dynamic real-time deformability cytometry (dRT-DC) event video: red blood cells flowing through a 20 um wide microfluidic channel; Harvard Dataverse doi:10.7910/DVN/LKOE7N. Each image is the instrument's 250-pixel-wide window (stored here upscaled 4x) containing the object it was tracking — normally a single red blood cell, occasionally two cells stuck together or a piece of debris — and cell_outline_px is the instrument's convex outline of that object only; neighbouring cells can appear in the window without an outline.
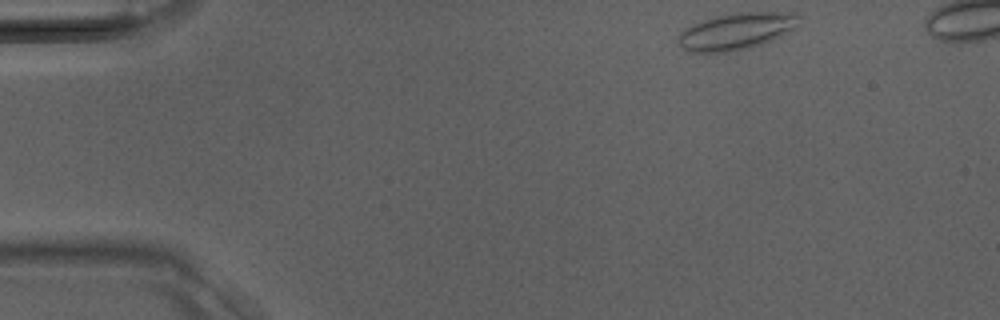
{"species": "Egyptian fruit bat (a non-hibernating species)", "species_latin": "Rousettus aegyptiacus", "temperature_condition": "room temperature", "stored_images_in_passage": 33, "camera_frame_rate_fps": 3000, "um_per_image_px": 0.085, "animal": {"sex": "male"}, "frame": {"image": 1, "passage_image": 1, "time_ms": 0.0, "image_size_px": [1000, 320], "cell_outline_px": [[800, 24], [780, 36], [764, 44], [736, 52], [688, 52], [680, 48], [676, 40], [676, 36], [684, 28], [692, 24], [716, 16], [736, 12], [792, 12], [800, 16]], "centroid_in_image_um": [62.56, 2.67], "position_along_channel_um": 22.4, "area_um2": 26.36}}
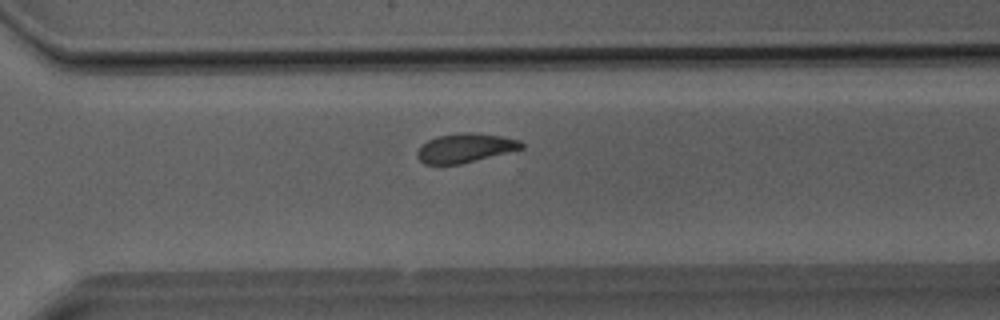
{"frame": {"image": 2, "passage_image": 24, "time_ms": 7.667, "image_size_px": [1000, 320], "cell_outline_px": [[524, 148], [460, 164], [424, 164], [416, 156], [416, 152], [428, 140], [436, 136], [460, 132], [472, 132], [500, 136], [520, 140], [524, 144]], "centroid_in_image_um": [39.53, 12.57], "position_along_channel_um": 331.1, "area_um2": 17.57}}
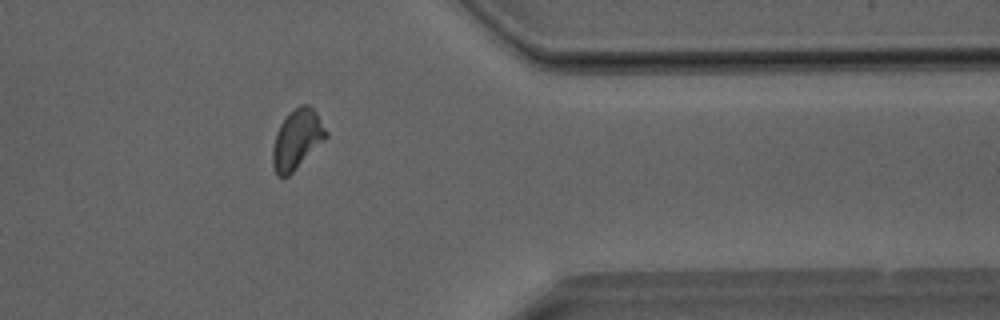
{"frame": {"image": 3, "passage_image": 28, "time_ms": 9.0, "image_size_px": [1000, 320], "cell_outline_px": [[328, 136], [288, 176], [276, 176], [272, 168], [272, 148], [276, 132], [280, 124], [300, 104], [308, 104], [316, 112], [328, 132]], "centroid_in_image_um": [25.23, 11.86], "position_along_channel_um": 386.2, "area_um2": 18.26}}